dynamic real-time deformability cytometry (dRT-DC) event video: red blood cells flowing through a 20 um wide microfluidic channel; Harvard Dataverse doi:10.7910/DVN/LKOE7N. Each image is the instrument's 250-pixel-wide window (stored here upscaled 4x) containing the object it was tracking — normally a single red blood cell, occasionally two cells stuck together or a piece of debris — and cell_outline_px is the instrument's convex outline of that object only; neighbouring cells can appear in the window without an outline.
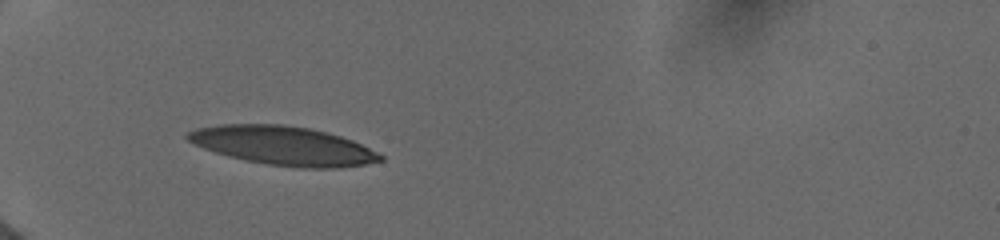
{"species": "human", "species_latin": "Homo sapiens", "temperature_condition": "cold", "stored_images_in_passage": 56, "camera_frame_rate_fps": 3000, "um_per_image_px": 0.085, "donor": {"sex": "female"}, "frame": {"image": 1, "passage_image": 1, "time_ms": 0.0, "image_size_px": [1000, 240], "cell_outline_px": [[384, 160], [364, 164], [336, 168], [296, 168], [268, 164], [244, 160], [228, 156], [204, 148], [188, 140], [184, 136], [188, 132], [196, 128], [220, 124], [284, 124], [312, 128], [328, 132], [352, 140], [384, 156]], "centroid_in_image_um": [24.07, 12.37], "position_along_channel_um": 60.9, "area_um2": 43.58}}
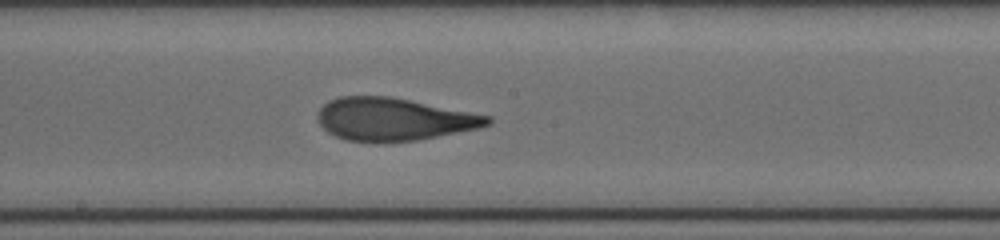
{"frame": {"image": 2, "passage_image": 34, "time_ms": 4.333, "image_size_px": [1000, 240], "cell_outline_px": [[492, 124], [476, 128], [416, 140], [348, 140], [336, 136], [328, 132], [316, 120], [316, 112], [328, 100], [340, 96], [392, 96], [492, 116]], "centroid_in_image_um": [33.45, 10.09], "position_along_channel_um": 214.8, "area_um2": 41.73}}
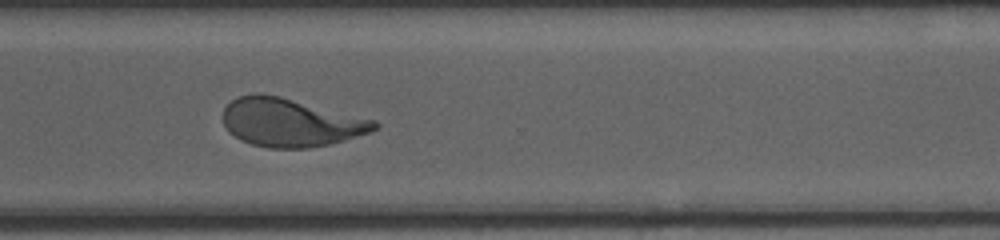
{"frame": {"image": 3, "passage_image": 55, "time_ms": 7.667, "image_size_px": [1000, 240], "cell_outline_px": [[380, 128], [372, 132], [328, 144], [308, 148], [268, 148], [252, 144], [240, 140], [228, 132], [224, 124], [224, 108], [232, 100], [240, 96], [256, 92], [260, 92], [280, 96], [376, 120], [380, 124]], "centroid_in_image_um": [24.7, 10.41], "position_along_channel_um": 345.9, "area_um2": 42.71}}